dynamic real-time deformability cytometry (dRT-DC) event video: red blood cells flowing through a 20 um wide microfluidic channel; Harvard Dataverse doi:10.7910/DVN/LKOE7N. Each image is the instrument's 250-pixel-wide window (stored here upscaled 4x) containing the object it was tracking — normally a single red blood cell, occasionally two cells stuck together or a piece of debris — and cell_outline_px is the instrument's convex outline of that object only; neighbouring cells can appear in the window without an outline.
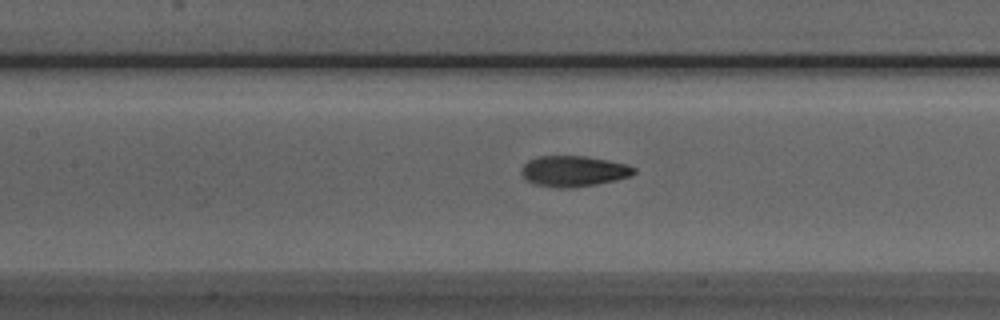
{"species": "Egyptian fruit bat (a non-hibernating species)", "species_latin": "Rousettus aegyptiacus", "temperature_condition": "room temperature", "stored_images_in_passage": 35, "camera_frame_rate_fps": 3000, "um_per_image_px": 0.085, "animal": {"sex": "male"}, "frame": {"image": 1, "passage_image": 12, "time_ms": 3.667, "image_size_px": [1000, 320], "cell_outline_px": [[636, 172], [632, 176], [616, 180], [596, 184], [568, 188], [560, 188], [536, 184], [528, 180], [520, 172], [524, 164], [528, 160], [536, 156], [584, 156], [608, 160], [628, 164], [636, 168]], "centroid_in_image_um": [48.79, 14.54], "position_along_channel_um": 158.6, "area_um2": 20.17}}
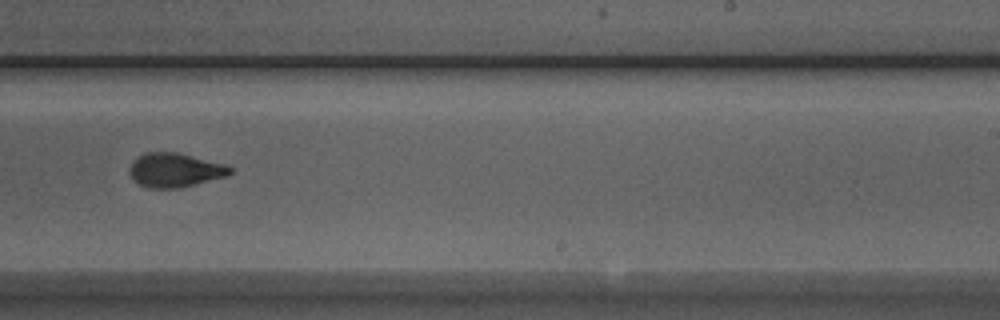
{"frame": {"image": 2, "passage_image": 21, "time_ms": 6.667, "image_size_px": [1000, 320], "cell_outline_px": [[232, 172], [228, 176], [180, 188], [148, 188], [140, 184], [128, 172], [128, 168], [132, 160], [136, 156], [144, 152], [176, 152], [224, 164], [232, 168]], "centroid_in_image_um": [14.84, 14.45], "position_along_channel_um": 274.2, "area_um2": 20.06}}
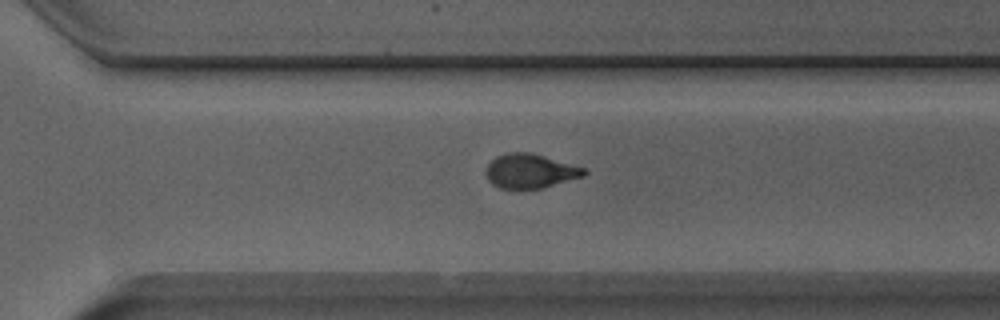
{"frame": {"image": 3, "passage_image": 25, "time_ms": 8.0, "image_size_px": [1000, 320], "cell_outline_px": [[588, 172], [584, 176], [540, 188], [500, 188], [492, 184], [488, 180], [484, 172], [488, 164], [496, 156], [508, 152], [528, 152], [544, 156], [584, 168]], "centroid_in_image_um": [45.02, 14.53], "position_along_channel_um": 325.6, "area_um2": 19.36}, "authors_computed_cell_mechanics": {"area_um2": 20.23, "velocity_mm_per_s": 3.8655, "shape_relaxation_time_tau1_ms": 3.1317, "shape_relaxation_time_tau2_ms": 1.6384, "deformation_change_tau1": 0.1525, "deformation_change_tau2": 0.0733}}